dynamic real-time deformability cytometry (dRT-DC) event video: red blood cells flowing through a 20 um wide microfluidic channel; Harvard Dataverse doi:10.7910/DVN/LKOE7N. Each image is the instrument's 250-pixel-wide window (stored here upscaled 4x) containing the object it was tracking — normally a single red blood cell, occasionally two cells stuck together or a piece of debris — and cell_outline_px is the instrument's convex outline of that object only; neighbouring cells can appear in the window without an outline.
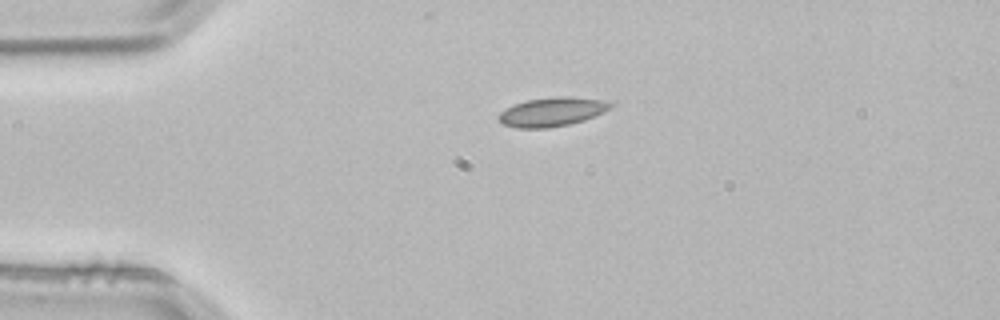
{"species": "common noctule bat (a hibernating species)", "species_latin": "Nyctalus noctula", "temperature_condition": "room temperature", "stored_images_in_passage": 1, "camera_frame_rate_fps": 3000, "um_per_image_px": 0.085, "animal": {"sex": "male", "body_mass_g": 21.5, "forearm_length_mm": 52.0}, "frame": {"image": 1, "passage_image": 1, "time_ms": 0.0, "image_size_px": [1000, 320], "cell_outline_px": [[612, 108], [596, 116], [584, 120], [568, 124], [548, 128], [516, 128], [504, 124], [496, 116], [500, 112], [512, 104], [528, 100], [556, 96], [572, 96], [604, 100], [612, 104]], "centroid_in_image_um": [46.93, 9.5], "position_along_channel_um": 38.1, "area_um2": 19.02}}